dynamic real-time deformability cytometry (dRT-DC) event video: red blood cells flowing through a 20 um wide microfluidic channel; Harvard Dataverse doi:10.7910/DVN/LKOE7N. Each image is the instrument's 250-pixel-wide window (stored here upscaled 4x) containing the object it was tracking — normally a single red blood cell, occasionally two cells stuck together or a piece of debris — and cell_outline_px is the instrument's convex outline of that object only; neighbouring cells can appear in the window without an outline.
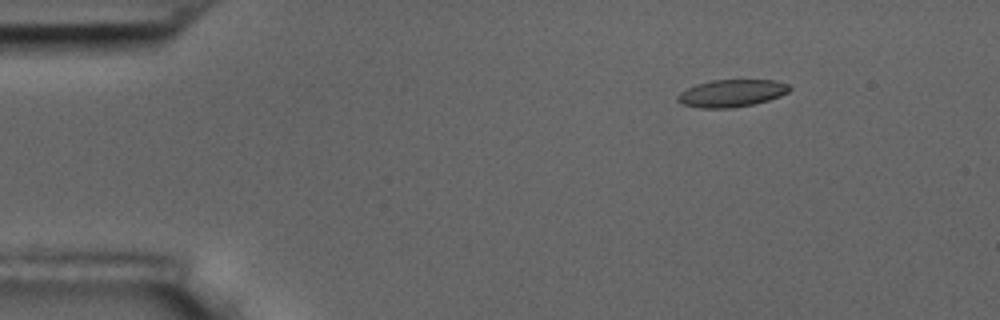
{"species": "common noctule bat (a hibernating species)", "species_latin": "Nyctalus noctula", "temperature_condition": "room temperature", "stored_images_in_passage": 9, "camera_frame_rate_fps": 3000, "um_per_image_px": 0.085, "animal": {"sex": "male", "body_mass_g": 17.5, "forearm_length_mm": 52.3}, "frame": {"image": 1, "passage_image": 3, "time_ms": 2.333, "image_size_px": [1000, 320], "cell_outline_px": [[792, 88], [788, 92], [780, 96], [768, 100], [752, 104], [732, 108], [700, 108], [680, 104], [676, 100], [676, 96], [680, 92], [696, 84], [712, 80], [772, 80], [788, 84]], "centroid_in_image_um": [62.15, 7.93], "position_along_channel_um": 22.8, "area_um2": 17.86}}
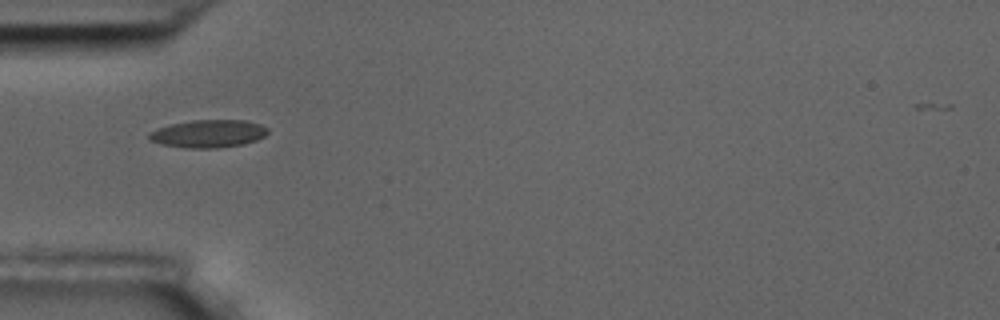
{"frame": {"image": 2, "passage_image": 6, "time_ms": 5.667, "image_size_px": [1000, 320], "cell_outline_px": [[268, 132], [264, 136], [256, 140], [244, 144], [216, 148], [188, 148], [160, 144], [152, 140], [148, 136], [148, 132], [156, 128], [168, 124], [192, 120], [244, 120], [260, 124], [268, 128]], "centroid_in_image_um": [17.69, 11.35], "position_along_channel_um": 67.3, "area_um2": 19.31}}
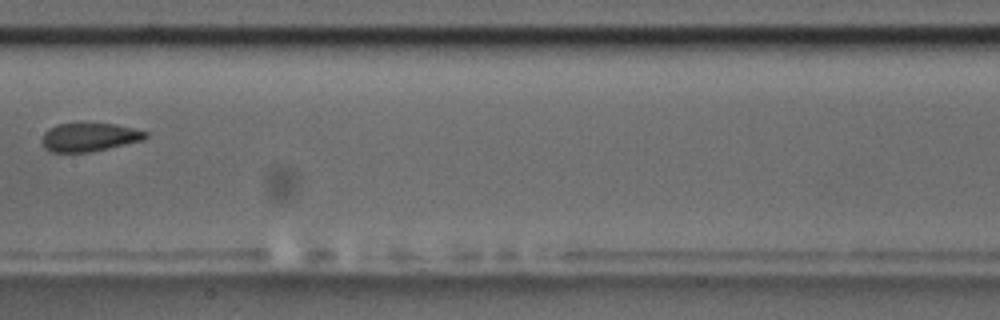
{"frame": {"image": 3, "passage_image": 9, "time_ms": 9.333, "image_size_px": [1000, 320], "cell_outline_px": [[148, 136], [144, 140], [92, 152], [48, 152], [44, 148], [40, 140], [44, 132], [48, 128], [56, 124], [116, 124], [148, 132]], "centroid_in_image_um": [7.56, 11.67], "position_along_channel_um": 199.8, "area_um2": 17.34}}